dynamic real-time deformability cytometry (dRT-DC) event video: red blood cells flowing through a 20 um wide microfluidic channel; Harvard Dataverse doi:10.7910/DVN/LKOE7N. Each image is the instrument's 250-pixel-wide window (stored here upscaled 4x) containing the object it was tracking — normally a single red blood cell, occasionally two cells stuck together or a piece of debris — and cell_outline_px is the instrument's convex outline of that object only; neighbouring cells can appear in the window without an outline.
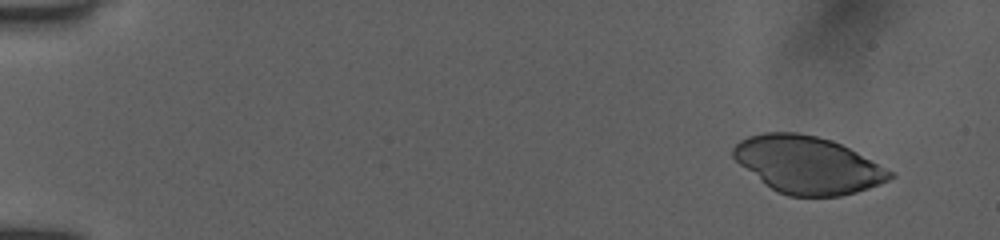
{"species": "human", "species_latin": "Homo sapiens", "temperature_condition": "room temperature", "stored_images_in_passage": 55, "camera_frame_rate_fps": 3000, "um_per_image_px": 0.085, "donor": {"sex": "female"}, "frame": {"image": 1, "passage_image": 1, "time_ms": 0.0, "image_size_px": [1000, 240], "cell_outline_px": [[896, 176], [888, 180], [868, 188], [856, 192], [840, 196], [788, 196], [776, 192], [764, 184], [740, 164], [732, 156], [732, 148], [740, 140], [748, 136], [764, 132], [796, 132], [816, 136], [832, 140], [896, 172]], "centroid_in_image_um": [68.65, 14.01], "position_along_channel_um": 16.4, "area_um2": 52.19}}
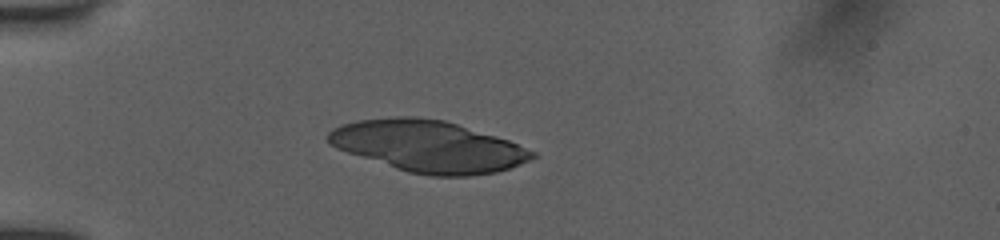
{"frame": {"image": 2, "passage_image": 20, "time_ms": 3.667, "image_size_px": [1000, 240], "cell_outline_px": [[540, 156], [520, 164], [496, 172], [468, 176], [432, 176], [408, 172], [336, 148], [328, 144], [324, 136], [332, 128], [340, 124], [360, 120], [396, 116], [412, 116], [444, 120], [496, 136], [508, 140], [536, 152]], "centroid_in_image_um": [36.39, 12.43], "position_along_channel_um": 48.6, "area_um2": 61.15}}
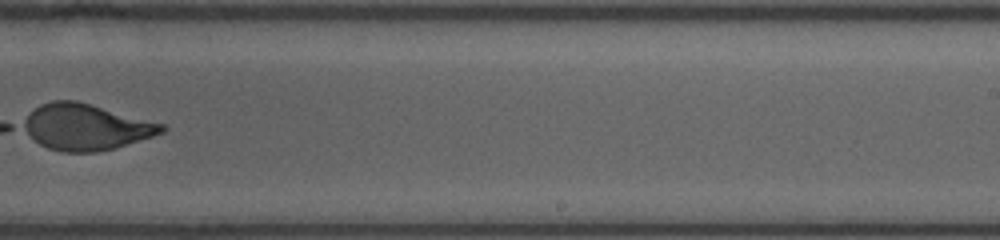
{"frame": {"image": 3, "passage_image": 40, "time_ms": 10.333, "image_size_px": [1000, 240], "cell_outline_px": [[168, 128], [164, 132], [152, 136], [112, 148], [96, 152], [60, 152], [48, 148], [40, 144], [20, 128], [20, 124], [28, 112], [40, 104], [52, 100], [76, 100], [164, 124]], "centroid_in_image_um": [7.23, 10.78], "position_along_channel_um": 281.8, "area_um2": 37.17}}